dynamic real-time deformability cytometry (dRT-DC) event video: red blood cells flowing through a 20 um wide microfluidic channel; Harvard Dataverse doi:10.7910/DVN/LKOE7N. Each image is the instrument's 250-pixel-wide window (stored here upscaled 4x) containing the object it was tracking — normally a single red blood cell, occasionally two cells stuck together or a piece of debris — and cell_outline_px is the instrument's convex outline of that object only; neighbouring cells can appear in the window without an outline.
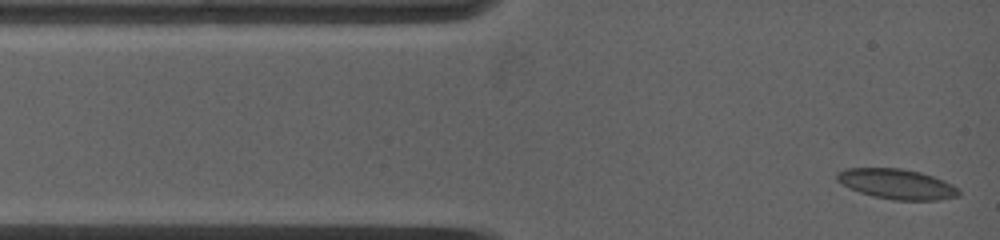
{"species": "common noctule bat (a hibernating species)", "species_latin": "Nyctalus noctula", "temperature_condition": "warm", "stored_images_in_passage": 48, "camera_frame_rate_fps": 5000, "um_per_image_px": 0.085, "animal": {"sex": "female", "body_mass_g": 19.0, "forearm_length_mm": 53.3}, "frame": {"image": 1, "passage_image": 1, "time_ms": 0.0, "image_size_px": [1000, 240], "cell_outline_px": [[960, 196], [940, 200], [892, 200], [872, 196], [848, 188], [836, 180], [836, 172], [848, 168], [900, 168], [920, 172], [944, 180], [960, 188]], "centroid_in_image_um": [76.24, 15.65], "position_along_channel_um": 8.8, "area_um2": 21.62}}
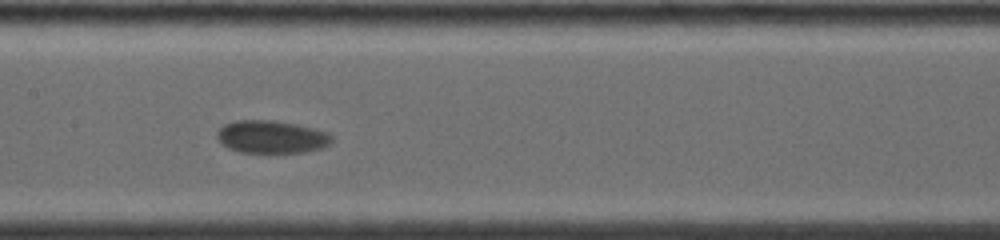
{"frame": {"image": 2, "passage_image": 22, "time_ms": 6.0, "image_size_px": [1000, 240], "cell_outline_px": [[332, 140], [324, 148], [308, 152], [240, 152], [228, 148], [220, 144], [216, 136], [216, 132], [224, 124], [236, 120], [272, 120], [296, 124], [328, 132], [332, 136]], "centroid_in_image_um": [23.06, 11.63], "position_along_channel_um": 184.3, "area_um2": 22.02}}
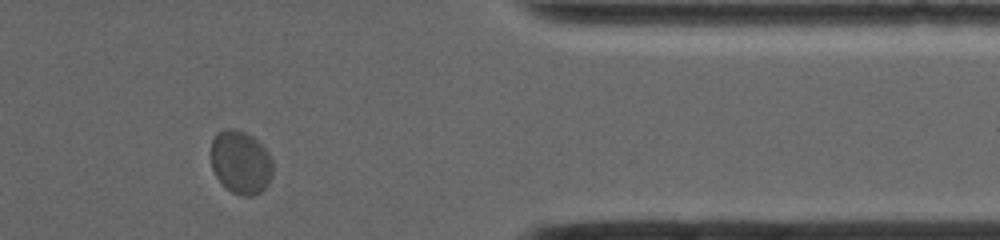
{"frame": {"image": 3, "passage_image": 42, "time_ms": 12.2, "image_size_px": [1000, 240], "cell_outline_px": [[272, 176], [268, 184], [260, 192], [252, 196], [240, 196], [232, 192], [216, 176], [212, 168], [212, 140], [216, 132], [224, 128], [236, 128], [252, 136], [268, 152], [272, 160]], "centroid_in_image_um": [20.46, 13.78], "position_along_channel_um": 390.9, "area_um2": 22.77}, "authors_computed_cell_mechanics": {"area_um2": 21.6172, "velocity_mm_per_s": 3.6597, "shape_relaxation_time_tau1_ms": 3.2397, "shape_relaxation_time_tau2_ms": null, "deformation_change_tau1": 0.0611, "deformation_change_tau2": null}}